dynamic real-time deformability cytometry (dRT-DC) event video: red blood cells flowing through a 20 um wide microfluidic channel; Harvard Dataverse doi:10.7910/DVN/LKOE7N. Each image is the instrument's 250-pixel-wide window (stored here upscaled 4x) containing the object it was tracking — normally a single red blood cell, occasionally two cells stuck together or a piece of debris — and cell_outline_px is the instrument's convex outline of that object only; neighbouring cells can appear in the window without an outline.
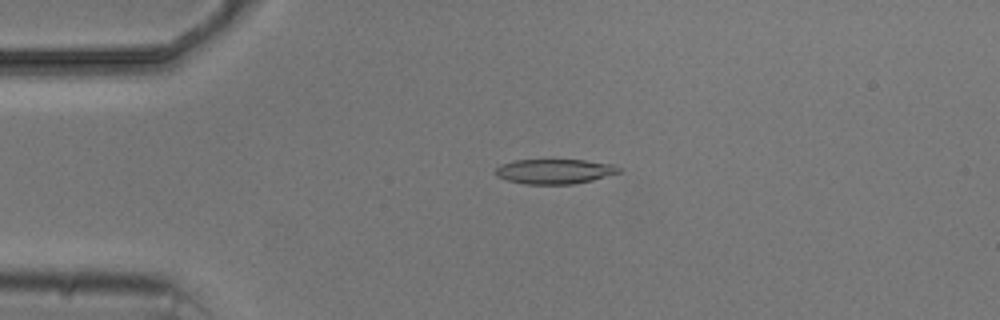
{"species": "common noctule bat (a hibernating species)", "species_latin": "Nyctalus noctula", "temperature_condition": "cold", "stored_images_in_passage": 3, "camera_frame_rate_fps": 3000, "um_per_image_px": 0.085, "animal": {"sex": "male", "body_mass_g": 20.5, "forearm_length_mm": 52.5}, "frame": {"image": 1, "passage_image": 3, "time_ms": 2.667, "image_size_px": [1000, 320], "cell_outline_px": [[624, 168], [620, 172], [592, 180], [572, 184], [524, 184], [508, 180], [496, 176], [496, 168], [500, 164], [516, 160], [584, 160], [612, 164]], "centroid_in_image_um": [47.15, 14.56], "position_along_channel_um": 37.8, "area_um2": 17.8}}